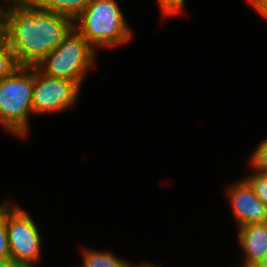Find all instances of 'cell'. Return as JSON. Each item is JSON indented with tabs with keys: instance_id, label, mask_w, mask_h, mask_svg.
Instances as JSON below:
<instances>
[{
	"instance_id": "cell-1",
	"label": "cell",
	"mask_w": 267,
	"mask_h": 267,
	"mask_svg": "<svg viewBox=\"0 0 267 267\" xmlns=\"http://www.w3.org/2000/svg\"><path fill=\"white\" fill-rule=\"evenodd\" d=\"M2 11L4 40L18 66L35 67L74 28L71 18L37 8L28 0L11 3Z\"/></svg>"
},
{
	"instance_id": "cell-2",
	"label": "cell",
	"mask_w": 267,
	"mask_h": 267,
	"mask_svg": "<svg viewBox=\"0 0 267 267\" xmlns=\"http://www.w3.org/2000/svg\"><path fill=\"white\" fill-rule=\"evenodd\" d=\"M74 28L94 49L126 44L132 37L116 0H91L74 20Z\"/></svg>"
},
{
	"instance_id": "cell-3",
	"label": "cell",
	"mask_w": 267,
	"mask_h": 267,
	"mask_svg": "<svg viewBox=\"0 0 267 267\" xmlns=\"http://www.w3.org/2000/svg\"><path fill=\"white\" fill-rule=\"evenodd\" d=\"M34 85L35 67L27 66H18L0 81V123L15 136L27 135Z\"/></svg>"
},
{
	"instance_id": "cell-4",
	"label": "cell",
	"mask_w": 267,
	"mask_h": 267,
	"mask_svg": "<svg viewBox=\"0 0 267 267\" xmlns=\"http://www.w3.org/2000/svg\"><path fill=\"white\" fill-rule=\"evenodd\" d=\"M96 50L73 28L55 50L49 52L36 67L51 77L75 81L81 86L86 73L95 64Z\"/></svg>"
},
{
	"instance_id": "cell-5",
	"label": "cell",
	"mask_w": 267,
	"mask_h": 267,
	"mask_svg": "<svg viewBox=\"0 0 267 267\" xmlns=\"http://www.w3.org/2000/svg\"><path fill=\"white\" fill-rule=\"evenodd\" d=\"M5 223L10 259L25 267H36L41 258V236L29 213L5 201Z\"/></svg>"
},
{
	"instance_id": "cell-6",
	"label": "cell",
	"mask_w": 267,
	"mask_h": 267,
	"mask_svg": "<svg viewBox=\"0 0 267 267\" xmlns=\"http://www.w3.org/2000/svg\"><path fill=\"white\" fill-rule=\"evenodd\" d=\"M80 88L75 81L48 76L35 66L33 112L36 115L47 114L72 107L79 96Z\"/></svg>"
},
{
	"instance_id": "cell-7",
	"label": "cell",
	"mask_w": 267,
	"mask_h": 267,
	"mask_svg": "<svg viewBox=\"0 0 267 267\" xmlns=\"http://www.w3.org/2000/svg\"><path fill=\"white\" fill-rule=\"evenodd\" d=\"M227 194L238 227L267 223V207L244 178L228 187Z\"/></svg>"
},
{
	"instance_id": "cell-8",
	"label": "cell",
	"mask_w": 267,
	"mask_h": 267,
	"mask_svg": "<svg viewBox=\"0 0 267 267\" xmlns=\"http://www.w3.org/2000/svg\"><path fill=\"white\" fill-rule=\"evenodd\" d=\"M239 244L245 253L244 263L257 265L267 254V223L238 228Z\"/></svg>"
},
{
	"instance_id": "cell-9",
	"label": "cell",
	"mask_w": 267,
	"mask_h": 267,
	"mask_svg": "<svg viewBox=\"0 0 267 267\" xmlns=\"http://www.w3.org/2000/svg\"><path fill=\"white\" fill-rule=\"evenodd\" d=\"M37 8L71 18L73 21L85 10L91 0H28Z\"/></svg>"
},
{
	"instance_id": "cell-10",
	"label": "cell",
	"mask_w": 267,
	"mask_h": 267,
	"mask_svg": "<svg viewBox=\"0 0 267 267\" xmlns=\"http://www.w3.org/2000/svg\"><path fill=\"white\" fill-rule=\"evenodd\" d=\"M84 264L81 267H128L129 261L123 260L111 252L84 249Z\"/></svg>"
},
{
	"instance_id": "cell-11",
	"label": "cell",
	"mask_w": 267,
	"mask_h": 267,
	"mask_svg": "<svg viewBox=\"0 0 267 267\" xmlns=\"http://www.w3.org/2000/svg\"><path fill=\"white\" fill-rule=\"evenodd\" d=\"M18 64L8 44L3 40L0 43V81L10 75Z\"/></svg>"
},
{
	"instance_id": "cell-12",
	"label": "cell",
	"mask_w": 267,
	"mask_h": 267,
	"mask_svg": "<svg viewBox=\"0 0 267 267\" xmlns=\"http://www.w3.org/2000/svg\"><path fill=\"white\" fill-rule=\"evenodd\" d=\"M244 179L249 183L254 191V194L267 207V173H262L255 170L254 175L245 176Z\"/></svg>"
},
{
	"instance_id": "cell-13",
	"label": "cell",
	"mask_w": 267,
	"mask_h": 267,
	"mask_svg": "<svg viewBox=\"0 0 267 267\" xmlns=\"http://www.w3.org/2000/svg\"><path fill=\"white\" fill-rule=\"evenodd\" d=\"M250 164L254 170L267 173V138L260 142L253 152Z\"/></svg>"
},
{
	"instance_id": "cell-14",
	"label": "cell",
	"mask_w": 267,
	"mask_h": 267,
	"mask_svg": "<svg viewBox=\"0 0 267 267\" xmlns=\"http://www.w3.org/2000/svg\"><path fill=\"white\" fill-rule=\"evenodd\" d=\"M10 259V249L5 223V202L0 205V261Z\"/></svg>"
},
{
	"instance_id": "cell-15",
	"label": "cell",
	"mask_w": 267,
	"mask_h": 267,
	"mask_svg": "<svg viewBox=\"0 0 267 267\" xmlns=\"http://www.w3.org/2000/svg\"><path fill=\"white\" fill-rule=\"evenodd\" d=\"M162 18L181 14L184 10L185 0H158Z\"/></svg>"
},
{
	"instance_id": "cell-16",
	"label": "cell",
	"mask_w": 267,
	"mask_h": 267,
	"mask_svg": "<svg viewBox=\"0 0 267 267\" xmlns=\"http://www.w3.org/2000/svg\"><path fill=\"white\" fill-rule=\"evenodd\" d=\"M248 2L267 20V0H248Z\"/></svg>"
},
{
	"instance_id": "cell-17",
	"label": "cell",
	"mask_w": 267,
	"mask_h": 267,
	"mask_svg": "<svg viewBox=\"0 0 267 267\" xmlns=\"http://www.w3.org/2000/svg\"><path fill=\"white\" fill-rule=\"evenodd\" d=\"M0 267H25L22 264L16 263L12 259H7L4 261H0Z\"/></svg>"
},
{
	"instance_id": "cell-18",
	"label": "cell",
	"mask_w": 267,
	"mask_h": 267,
	"mask_svg": "<svg viewBox=\"0 0 267 267\" xmlns=\"http://www.w3.org/2000/svg\"><path fill=\"white\" fill-rule=\"evenodd\" d=\"M4 40V21L0 18V43Z\"/></svg>"
},
{
	"instance_id": "cell-19",
	"label": "cell",
	"mask_w": 267,
	"mask_h": 267,
	"mask_svg": "<svg viewBox=\"0 0 267 267\" xmlns=\"http://www.w3.org/2000/svg\"><path fill=\"white\" fill-rule=\"evenodd\" d=\"M256 266L267 267V254L261 259V261Z\"/></svg>"
},
{
	"instance_id": "cell-20",
	"label": "cell",
	"mask_w": 267,
	"mask_h": 267,
	"mask_svg": "<svg viewBox=\"0 0 267 267\" xmlns=\"http://www.w3.org/2000/svg\"><path fill=\"white\" fill-rule=\"evenodd\" d=\"M128 267H156L155 265H150L149 263H147V264H142V265H139V266H135V265H131L130 263H129V265H128Z\"/></svg>"
},
{
	"instance_id": "cell-21",
	"label": "cell",
	"mask_w": 267,
	"mask_h": 267,
	"mask_svg": "<svg viewBox=\"0 0 267 267\" xmlns=\"http://www.w3.org/2000/svg\"><path fill=\"white\" fill-rule=\"evenodd\" d=\"M240 267H257V266L255 264L244 263L243 266Z\"/></svg>"
},
{
	"instance_id": "cell-22",
	"label": "cell",
	"mask_w": 267,
	"mask_h": 267,
	"mask_svg": "<svg viewBox=\"0 0 267 267\" xmlns=\"http://www.w3.org/2000/svg\"><path fill=\"white\" fill-rule=\"evenodd\" d=\"M3 2L5 1V2H9V5L11 4V3H14V2H17V1H19V0H2Z\"/></svg>"
},
{
	"instance_id": "cell-23",
	"label": "cell",
	"mask_w": 267,
	"mask_h": 267,
	"mask_svg": "<svg viewBox=\"0 0 267 267\" xmlns=\"http://www.w3.org/2000/svg\"><path fill=\"white\" fill-rule=\"evenodd\" d=\"M2 7L0 6V18H3V11H2Z\"/></svg>"
}]
</instances>
